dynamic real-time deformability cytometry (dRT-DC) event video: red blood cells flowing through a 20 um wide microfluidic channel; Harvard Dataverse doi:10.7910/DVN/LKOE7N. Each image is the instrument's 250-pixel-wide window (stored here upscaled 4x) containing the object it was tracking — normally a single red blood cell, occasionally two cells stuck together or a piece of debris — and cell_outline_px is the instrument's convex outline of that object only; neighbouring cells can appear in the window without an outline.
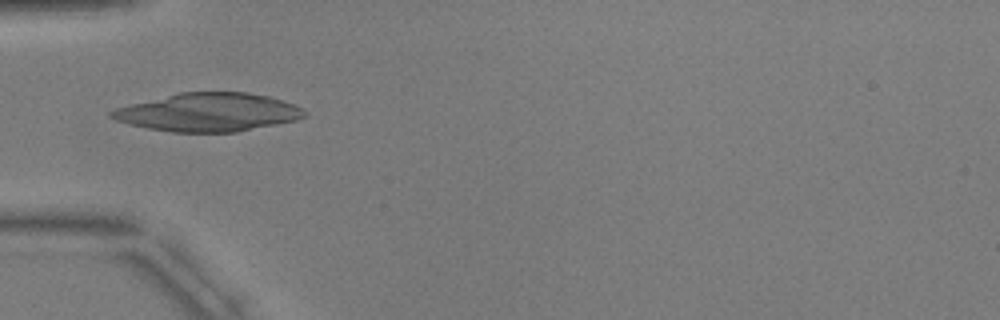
{"species": "common noctule bat (a hibernating species)", "species_latin": "Nyctalus noctula", "temperature_condition": "warm", "stored_images_in_passage": 3, "camera_frame_rate_fps": 3000, "um_per_image_px": 0.085, "animal": {"sex": "male", "body_mass_g": 17.9, "forearm_length_mm": 54.2}, "frame": {"image": 1, "passage_image": 3, "time_ms": 2.333, "image_size_px": [1000, 320], "cell_outline_px": [[308, 112], [304, 116], [296, 120], [236, 132], [172, 132], [148, 128], [128, 124], [116, 120], [108, 116], [108, 112], [116, 108], [180, 92], [248, 92], [268, 96], [292, 104]], "centroid_in_image_um": [17.68, 9.54], "position_along_channel_um": 67.3, "area_um2": 42.71}}